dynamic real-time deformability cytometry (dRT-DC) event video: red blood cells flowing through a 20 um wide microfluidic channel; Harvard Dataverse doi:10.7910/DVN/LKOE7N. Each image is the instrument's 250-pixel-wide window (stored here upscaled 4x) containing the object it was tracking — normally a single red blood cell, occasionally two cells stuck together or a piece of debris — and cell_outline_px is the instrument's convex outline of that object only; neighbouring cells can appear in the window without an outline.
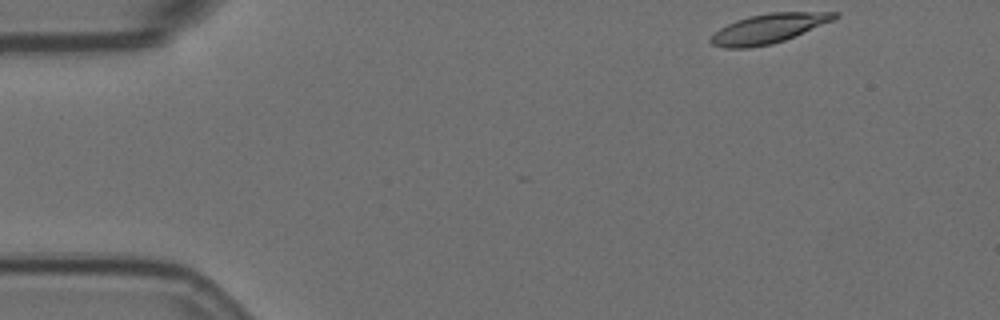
{"species": "Egyptian fruit bat (a non-hibernating species)", "species_latin": "Rousettus aegyptiacus", "temperature_condition": "room temperature", "stored_images_in_passage": 5, "camera_frame_rate_fps": 3000, "um_per_image_px": 0.085, "animal": {"sex": "female"}, "frame": {"image": 1, "passage_image": 1, "time_ms": 0.0, "image_size_px": [1000, 320], "cell_outline_px": [[840, 16], [832, 20], [784, 40], [772, 44], [748, 48], [724, 48], [712, 44], [708, 40], [720, 28], [736, 20], [748, 16], [768, 12], [840, 12]], "centroid_in_image_um": [65.3, 2.42], "position_along_channel_um": 19.7, "area_um2": 21.04}}